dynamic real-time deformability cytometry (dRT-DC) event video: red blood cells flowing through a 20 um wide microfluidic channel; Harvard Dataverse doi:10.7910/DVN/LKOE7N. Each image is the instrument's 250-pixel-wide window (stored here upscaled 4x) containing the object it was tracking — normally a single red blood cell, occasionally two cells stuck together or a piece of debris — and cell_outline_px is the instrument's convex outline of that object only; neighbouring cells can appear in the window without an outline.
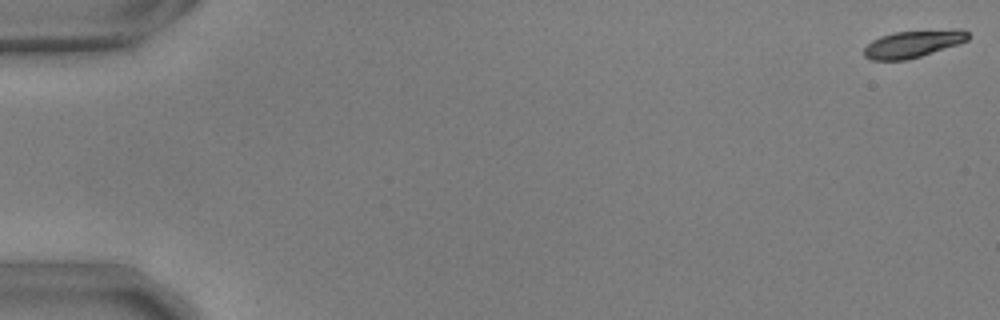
{"species": "common noctule bat (a hibernating species)", "species_latin": "Nyctalus noctula", "temperature_condition": "warm", "stored_images_in_passage": 7, "camera_frame_rate_fps": 3000, "um_per_image_px": 0.085, "animal": {"sex": "male", "body_mass_g": 17.9, "forearm_length_mm": 54.2}, "frame": {"image": 1, "passage_image": 1, "time_ms": 0.0, "image_size_px": [1000, 320], "cell_outline_px": [[968, 40], [960, 44], [908, 60], [872, 60], [864, 56], [864, 48], [872, 40], [880, 36], [892, 32], [956, 28], [964, 28], [968, 32]], "centroid_in_image_um": [77.65, 3.71], "position_along_channel_um": 7.3, "area_um2": 16.88}}